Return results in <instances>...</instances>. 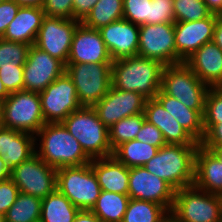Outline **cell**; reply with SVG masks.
Returning a JSON list of instances; mask_svg holds the SVG:
<instances>
[{
    "label": "cell",
    "mask_w": 222,
    "mask_h": 222,
    "mask_svg": "<svg viewBox=\"0 0 222 222\" xmlns=\"http://www.w3.org/2000/svg\"><path fill=\"white\" fill-rule=\"evenodd\" d=\"M79 23L80 21L76 19L45 16L34 45L66 65L73 36Z\"/></svg>",
    "instance_id": "13"
},
{
    "label": "cell",
    "mask_w": 222,
    "mask_h": 222,
    "mask_svg": "<svg viewBox=\"0 0 222 222\" xmlns=\"http://www.w3.org/2000/svg\"><path fill=\"white\" fill-rule=\"evenodd\" d=\"M10 179L21 193L43 199L57 189V169L36 153L10 171Z\"/></svg>",
    "instance_id": "10"
},
{
    "label": "cell",
    "mask_w": 222,
    "mask_h": 222,
    "mask_svg": "<svg viewBox=\"0 0 222 222\" xmlns=\"http://www.w3.org/2000/svg\"><path fill=\"white\" fill-rule=\"evenodd\" d=\"M158 147L139 140L121 143L113 150V156L128 168L144 166L158 152Z\"/></svg>",
    "instance_id": "28"
},
{
    "label": "cell",
    "mask_w": 222,
    "mask_h": 222,
    "mask_svg": "<svg viewBox=\"0 0 222 222\" xmlns=\"http://www.w3.org/2000/svg\"><path fill=\"white\" fill-rule=\"evenodd\" d=\"M185 63L210 88L222 87V50L213 41L201 46Z\"/></svg>",
    "instance_id": "20"
},
{
    "label": "cell",
    "mask_w": 222,
    "mask_h": 222,
    "mask_svg": "<svg viewBox=\"0 0 222 222\" xmlns=\"http://www.w3.org/2000/svg\"><path fill=\"white\" fill-rule=\"evenodd\" d=\"M158 222H180L176 215L171 211H166Z\"/></svg>",
    "instance_id": "51"
},
{
    "label": "cell",
    "mask_w": 222,
    "mask_h": 222,
    "mask_svg": "<svg viewBox=\"0 0 222 222\" xmlns=\"http://www.w3.org/2000/svg\"><path fill=\"white\" fill-rule=\"evenodd\" d=\"M171 211L180 222H222V196L184 187L175 191Z\"/></svg>",
    "instance_id": "6"
},
{
    "label": "cell",
    "mask_w": 222,
    "mask_h": 222,
    "mask_svg": "<svg viewBox=\"0 0 222 222\" xmlns=\"http://www.w3.org/2000/svg\"><path fill=\"white\" fill-rule=\"evenodd\" d=\"M120 19H123V0H98L82 23L99 30Z\"/></svg>",
    "instance_id": "30"
},
{
    "label": "cell",
    "mask_w": 222,
    "mask_h": 222,
    "mask_svg": "<svg viewBox=\"0 0 222 222\" xmlns=\"http://www.w3.org/2000/svg\"><path fill=\"white\" fill-rule=\"evenodd\" d=\"M45 124L39 92L20 90L2 102V125L36 135Z\"/></svg>",
    "instance_id": "7"
},
{
    "label": "cell",
    "mask_w": 222,
    "mask_h": 222,
    "mask_svg": "<svg viewBox=\"0 0 222 222\" xmlns=\"http://www.w3.org/2000/svg\"><path fill=\"white\" fill-rule=\"evenodd\" d=\"M19 188L9 178L6 181L0 182V213L6 214L8 209L14 204L18 194Z\"/></svg>",
    "instance_id": "42"
},
{
    "label": "cell",
    "mask_w": 222,
    "mask_h": 222,
    "mask_svg": "<svg viewBox=\"0 0 222 222\" xmlns=\"http://www.w3.org/2000/svg\"><path fill=\"white\" fill-rule=\"evenodd\" d=\"M144 114L162 132L166 144L200 145L156 98L146 100Z\"/></svg>",
    "instance_id": "21"
},
{
    "label": "cell",
    "mask_w": 222,
    "mask_h": 222,
    "mask_svg": "<svg viewBox=\"0 0 222 222\" xmlns=\"http://www.w3.org/2000/svg\"><path fill=\"white\" fill-rule=\"evenodd\" d=\"M174 0H151L149 24L175 23Z\"/></svg>",
    "instance_id": "38"
},
{
    "label": "cell",
    "mask_w": 222,
    "mask_h": 222,
    "mask_svg": "<svg viewBox=\"0 0 222 222\" xmlns=\"http://www.w3.org/2000/svg\"><path fill=\"white\" fill-rule=\"evenodd\" d=\"M57 189L79 210H91L102 191L90 163L57 169Z\"/></svg>",
    "instance_id": "8"
},
{
    "label": "cell",
    "mask_w": 222,
    "mask_h": 222,
    "mask_svg": "<svg viewBox=\"0 0 222 222\" xmlns=\"http://www.w3.org/2000/svg\"><path fill=\"white\" fill-rule=\"evenodd\" d=\"M30 46L0 38V68L24 66Z\"/></svg>",
    "instance_id": "34"
},
{
    "label": "cell",
    "mask_w": 222,
    "mask_h": 222,
    "mask_svg": "<svg viewBox=\"0 0 222 222\" xmlns=\"http://www.w3.org/2000/svg\"><path fill=\"white\" fill-rule=\"evenodd\" d=\"M42 199L19 193L5 214V222H40Z\"/></svg>",
    "instance_id": "31"
},
{
    "label": "cell",
    "mask_w": 222,
    "mask_h": 222,
    "mask_svg": "<svg viewBox=\"0 0 222 222\" xmlns=\"http://www.w3.org/2000/svg\"><path fill=\"white\" fill-rule=\"evenodd\" d=\"M10 168L0 156V182L6 181L10 178Z\"/></svg>",
    "instance_id": "50"
},
{
    "label": "cell",
    "mask_w": 222,
    "mask_h": 222,
    "mask_svg": "<svg viewBox=\"0 0 222 222\" xmlns=\"http://www.w3.org/2000/svg\"><path fill=\"white\" fill-rule=\"evenodd\" d=\"M208 10L215 15L221 16L222 14V0H204Z\"/></svg>",
    "instance_id": "48"
},
{
    "label": "cell",
    "mask_w": 222,
    "mask_h": 222,
    "mask_svg": "<svg viewBox=\"0 0 222 222\" xmlns=\"http://www.w3.org/2000/svg\"><path fill=\"white\" fill-rule=\"evenodd\" d=\"M9 95L0 78V101L3 102Z\"/></svg>",
    "instance_id": "53"
},
{
    "label": "cell",
    "mask_w": 222,
    "mask_h": 222,
    "mask_svg": "<svg viewBox=\"0 0 222 222\" xmlns=\"http://www.w3.org/2000/svg\"><path fill=\"white\" fill-rule=\"evenodd\" d=\"M166 211L155 202L130 198L122 222H158Z\"/></svg>",
    "instance_id": "33"
},
{
    "label": "cell",
    "mask_w": 222,
    "mask_h": 222,
    "mask_svg": "<svg viewBox=\"0 0 222 222\" xmlns=\"http://www.w3.org/2000/svg\"><path fill=\"white\" fill-rule=\"evenodd\" d=\"M204 138L200 142L203 148H219L222 147V123L219 124H203Z\"/></svg>",
    "instance_id": "43"
},
{
    "label": "cell",
    "mask_w": 222,
    "mask_h": 222,
    "mask_svg": "<svg viewBox=\"0 0 222 222\" xmlns=\"http://www.w3.org/2000/svg\"><path fill=\"white\" fill-rule=\"evenodd\" d=\"M193 185L208 193L222 196V163L201 145L195 153Z\"/></svg>",
    "instance_id": "24"
},
{
    "label": "cell",
    "mask_w": 222,
    "mask_h": 222,
    "mask_svg": "<svg viewBox=\"0 0 222 222\" xmlns=\"http://www.w3.org/2000/svg\"><path fill=\"white\" fill-rule=\"evenodd\" d=\"M112 63L66 64L65 72L76 87L82 106L93 107L109 91Z\"/></svg>",
    "instance_id": "9"
},
{
    "label": "cell",
    "mask_w": 222,
    "mask_h": 222,
    "mask_svg": "<svg viewBox=\"0 0 222 222\" xmlns=\"http://www.w3.org/2000/svg\"><path fill=\"white\" fill-rule=\"evenodd\" d=\"M0 78L9 94L23 90V66L0 68Z\"/></svg>",
    "instance_id": "39"
},
{
    "label": "cell",
    "mask_w": 222,
    "mask_h": 222,
    "mask_svg": "<svg viewBox=\"0 0 222 222\" xmlns=\"http://www.w3.org/2000/svg\"><path fill=\"white\" fill-rule=\"evenodd\" d=\"M44 17L43 8L22 6L18 9L16 17L8 25L2 38L34 45Z\"/></svg>",
    "instance_id": "23"
},
{
    "label": "cell",
    "mask_w": 222,
    "mask_h": 222,
    "mask_svg": "<svg viewBox=\"0 0 222 222\" xmlns=\"http://www.w3.org/2000/svg\"><path fill=\"white\" fill-rule=\"evenodd\" d=\"M39 95L45 123H62L70 113L82 107L76 87L66 72Z\"/></svg>",
    "instance_id": "11"
},
{
    "label": "cell",
    "mask_w": 222,
    "mask_h": 222,
    "mask_svg": "<svg viewBox=\"0 0 222 222\" xmlns=\"http://www.w3.org/2000/svg\"><path fill=\"white\" fill-rule=\"evenodd\" d=\"M209 89L185 62L163 68L161 90L190 109L204 111Z\"/></svg>",
    "instance_id": "5"
},
{
    "label": "cell",
    "mask_w": 222,
    "mask_h": 222,
    "mask_svg": "<svg viewBox=\"0 0 222 222\" xmlns=\"http://www.w3.org/2000/svg\"><path fill=\"white\" fill-rule=\"evenodd\" d=\"M62 124L78 140L91 159L113 155L108 128L99 119L93 107L82 106L70 113Z\"/></svg>",
    "instance_id": "4"
},
{
    "label": "cell",
    "mask_w": 222,
    "mask_h": 222,
    "mask_svg": "<svg viewBox=\"0 0 222 222\" xmlns=\"http://www.w3.org/2000/svg\"><path fill=\"white\" fill-rule=\"evenodd\" d=\"M129 200V195L101 191L91 211L101 222H122Z\"/></svg>",
    "instance_id": "29"
},
{
    "label": "cell",
    "mask_w": 222,
    "mask_h": 222,
    "mask_svg": "<svg viewBox=\"0 0 222 222\" xmlns=\"http://www.w3.org/2000/svg\"><path fill=\"white\" fill-rule=\"evenodd\" d=\"M128 195L132 199L155 202L169 211L173 206L175 190L141 166L129 168Z\"/></svg>",
    "instance_id": "16"
},
{
    "label": "cell",
    "mask_w": 222,
    "mask_h": 222,
    "mask_svg": "<svg viewBox=\"0 0 222 222\" xmlns=\"http://www.w3.org/2000/svg\"><path fill=\"white\" fill-rule=\"evenodd\" d=\"M98 0H73V19L82 22Z\"/></svg>",
    "instance_id": "45"
},
{
    "label": "cell",
    "mask_w": 222,
    "mask_h": 222,
    "mask_svg": "<svg viewBox=\"0 0 222 222\" xmlns=\"http://www.w3.org/2000/svg\"><path fill=\"white\" fill-rule=\"evenodd\" d=\"M79 211L56 189L42 199L40 222H73Z\"/></svg>",
    "instance_id": "27"
},
{
    "label": "cell",
    "mask_w": 222,
    "mask_h": 222,
    "mask_svg": "<svg viewBox=\"0 0 222 222\" xmlns=\"http://www.w3.org/2000/svg\"><path fill=\"white\" fill-rule=\"evenodd\" d=\"M42 8L47 17L73 19V0H45Z\"/></svg>",
    "instance_id": "40"
},
{
    "label": "cell",
    "mask_w": 222,
    "mask_h": 222,
    "mask_svg": "<svg viewBox=\"0 0 222 222\" xmlns=\"http://www.w3.org/2000/svg\"><path fill=\"white\" fill-rule=\"evenodd\" d=\"M173 8L176 22L202 20L212 14L200 0H174Z\"/></svg>",
    "instance_id": "35"
},
{
    "label": "cell",
    "mask_w": 222,
    "mask_h": 222,
    "mask_svg": "<svg viewBox=\"0 0 222 222\" xmlns=\"http://www.w3.org/2000/svg\"><path fill=\"white\" fill-rule=\"evenodd\" d=\"M222 123V87L210 88L205 101L203 124Z\"/></svg>",
    "instance_id": "37"
},
{
    "label": "cell",
    "mask_w": 222,
    "mask_h": 222,
    "mask_svg": "<svg viewBox=\"0 0 222 222\" xmlns=\"http://www.w3.org/2000/svg\"><path fill=\"white\" fill-rule=\"evenodd\" d=\"M112 62L99 30L80 22L73 36L67 64Z\"/></svg>",
    "instance_id": "17"
},
{
    "label": "cell",
    "mask_w": 222,
    "mask_h": 222,
    "mask_svg": "<svg viewBox=\"0 0 222 222\" xmlns=\"http://www.w3.org/2000/svg\"><path fill=\"white\" fill-rule=\"evenodd\" d=\"M73 222H101L91 210H80Z\"/></svg>",
    "instance_id": "46"
},
{
    "label": "cell",
    "mask_w": 222,
    "mask_h": 222,
    "mask_svg": "<svg viewBox=\"0 0 222 222\" xmlns=\"http://www.w3.org/2000/svg\"><path fill=\"white\" fill-rule=\"evenodd\" d=\"M35 153L55 169L81 166L92 160L62 123H45L40 128L35 135Z\"/></svg>",
    "instance_id": "2"
},
{
    "label": "cell",
    "mask_w": 222,
    "mask_h": 222,
    "mask_svg": "<svg viewBox=\"0 0 222 222\" xmlns=\"http://www.w3.org/2000/svg\"><path fill=\"white\" fill-rule=\"evenodd\" d=\"M90 164L102 191L128 195V167L113 155L92 159Z\"/></svg>",
    "instance_id": "25"
},
{
    "label": "cell",
    "mask_w": 222,
    "mask_h": 222,
    "mask_svg": "<svg viewBox=\"0 0 222 222\" xmlns=\"http://www.w3.org/2000/svg\"><path fill=\"white\" fill-rule=\"evenodd\" d=\"M145 120L144 113L136 114L123 118L108 128L109 143L112 150L123 142L134 140Z\"/></svg>",
    "instance_id": "32"
},
{
    "label": "cell",
    "mask_w": 222,
    "mask_h": 222,
    "mask_svg": "<svg viewBox=\"0 0 222 222\" xmlns=\"http://www.w3.org/2000/svg\"><path fill=\"white\" fill-rule=\"evenodd\" d=\"M205 149L209 150L222 163V147Z\"/></svg>",
    "instance_id": "52"
},
{
    "label": "cell",
    "mask_w": 222,
    "mask_h": 222,
    "mask_svg": "<svg viewBox=\"0 0 222 222\" xmlns=\"http://www.w3.org/2000/svg\"><path fill=\"white\" fill-rule=\"evenodd\" d=\"M137 55L165 66L182 63L176 53L174 23L140 25Z\"/></svg>",
    "instance_id": "12"
},
{
    "label": "cell",
    "mask_w": 222,
    "mask_h": 222,
    "mask_svg": "<svg viewBox=\"0 0 222 222\" xmlns=\"http://www.w3.org/2000/svg\"><path fill=\"white\" fill-rule=\"evenodd\" d=\"M212 41L222 50V17L218 15L214 27Z\"/></svg>",
    "instance_id": "47"
},
{
    "label": "cell",
    "mask_w": 222,
    "mask_h": 222,
    "mask_svg": "<svg viewBox=\"0 0 222 222\" xmlns=\"http://www.w3.org/2000/svg\"><path fill=\"white\" fill-rule=\"evenodd\" d=\"M19 8L20 6L12 0H4L0 4V38L3 37L8 25L16 17Z\"/></svg>",
    "instance_id": "44"
},
{
    "label": "cell",
    "mask_w": 222,
    "mask_h": 222,
    "mask_svg": "<svg viewBox=\"0 0 222 222\" xmlns=\"http://www.w3.org/2000/svg\"><path fill=\"white\" fill-rule=\"evenodd\" d=\"M146 100L141 93L123 91L111 85L108 93L93 108L102 123L110 128L123 118L144 113Z\"/></svg>",
    "instance_id": "15"
},
{
    "label": "cell",
    "mask_w": 222,
    "mask_h": 222,
    "mask_svg": "<svg viewBox=\"0 0 222 222\" xmlns=\"http://www.w3.org/2000/svg\"><path fill=\"white\" fill-rule=\"evenodd\" d=\"M0 222H5V215L0 213Z\"/></svg>",
    "instance_id": "55"
},
{
    "label": "cell",
    "mask_w": 222,
    "mask_h": 222,
    "mask_svg": "<svg viewBox=\"0 0 222 222\" xmlns=\"http://www.w3.org/2000/svg\"><path fill=\"white\" fill-rule=\"evenodd\" d=\"M187 132L197 141L204 138L203 114L204 111H196L188 108L178 99L165 94L161 89L155 97Z\"/></svg>",
    "instance_id": "26"
},
{
    "label": "cell",
    "mask_w": 222,
    "mask_h": 222,
    "mask_svg": "<svg viewBox=\"0 0 222 222\" xmlns=\"http://www.w3.org/2000/svg\"><path fill=\"white\" fill-rule=\"evenodd\" d=\"M65 70L66 65L62 61L31 45L23 66V90L41 92Z\"/></svg>",
    "instance_id": "14"
},
{
    "label": "cell",
    "mask_w": 222,
    "mask_h": 222,
    "mask_svg": "<svg viewBox=\"0 0 222 222\" xmlns=\"http://www.w3.org/2000/svg\"><path fill=\"white\" fill-rule=\"evenodd\" d=\"M99 32L113 61L138 54V25L123 18L101 27Z\"/></svg>",
    "instance_id": "19"
},
{
    "label": "cell",
    "mask_w": 222,
    "mask_h": 222,
    "mask_svg": "<svg viewBox=\"0 0 222 222\" xmlns=\"http://www.w3.org/2000/svg\"><path fill=\"white\" fill-rule=\"evenodd\" d=\"M217 15L202 20L175 22V45L178 57L185 62L201 46L213 40Z\"/></svg>",
    "instance_id": "18"
},
{
    "label": "cell",
    "mask_w": 222,
    "mask_h": 222,
    "mask_svg": "<svg viewBox=\"0 0 222 222\" xmlns=\"http://www.w3.org/2000/svg\"><path fill=\"white\" fill-rule=\"evenodd\" d=\"M164 66L160 61L138 55L114 60L111 64L112 86L141 93L147 99L155 98L161 89Z\"/></svg>",
    "instance_id": "1"
},
{
    "label": "cell",
    "mask_w": 222,
    "mask_h": 222,
    "mask_svg": "<svg viewBox=\"0 0 222 222\" xmlns=\"http://www.w3.org/2000/svg\"><path fill=\"white\" fill-rule=\"evenodd\" d=\"M135 139L158 148L166 145L162 132L147 120L144 121Z\"/></svg>",
    "instance_id": "41"
},
{
    "label": "cell",
    "mask_w": 222,
    "mask_h": 222,
    "mask_svg": "<svg viewBox=\"0 0 222 222\" xmlns=\"http://www.w3.org/2000/svg\"><path fill=\"white\" fill-rule=\"evenodd\" d=\"M3 126L2 125V102L0 101V127Z\"/></svg>",
    "instance_id": "54"
},
{
    "label": "cell",
    "mask_w": 222,
    "mask_h": 222,
    "mask_svg": "<svg viewBox=\"0 0 222 222\" xmlns=\"http://www.w3.org/2000/svg\"><path fill=\"white\" fill-rule=\"evenodd\" d=\"M151 0H123V18L138 26L149 24Z\"/></svg>",
    "instance_id": "36"
},
{
    "label": "cell",
    "mask_w": 222,
    "mask_h": 222,
    "mask_svg": "<svg viewBox=\"0 0 222 222\" xmlns=\"http://www.w3.org/2000/svg\"><path fill=\"white\" fill-rule=\"evenodd\" d=\"M199 145L166 144L144 167L175 191L194 183L195 153Z\"/></svg>",
    "instance_id": "3"
},
{
    "label": "cell",
    "mask_w": 222,
    "mask_h": 222,
    "mask_svg": "<svg viewBox=\"0 0 222 222\" xmlns=\"http://www.w3.org/2000/svg\"><path fill=\"white\" fill-rule=\"evenodd\" d=\"M35 153V136L0 127V156L10 170Z\"/></svg>",
    "instance_id": "22"
},
{
    "label": "cell",
    "mask_w": 222,
    "mask_h": 222,
    "mask_svg": "<svg viewBox=\"0 0 222 222\" xmlns=\"http://www.w3.org/2000/svg\"><path fill=\"white\" fill-rule=\"evenodd\" d=\"M20 7L22 6H30V7H39L42 8L45 0H12Z\"/></svg>",
    "instance_id": "49"
}]
</instances>
